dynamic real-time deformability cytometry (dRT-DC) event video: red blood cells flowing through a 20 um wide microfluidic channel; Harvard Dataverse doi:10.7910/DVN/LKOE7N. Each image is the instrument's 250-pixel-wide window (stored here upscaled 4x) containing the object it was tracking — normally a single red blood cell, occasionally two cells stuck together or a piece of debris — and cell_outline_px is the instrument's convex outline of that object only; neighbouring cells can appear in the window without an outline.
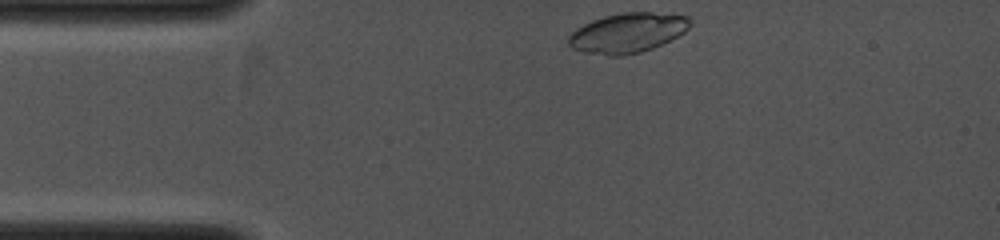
{"species": "common noctule bat (a hibernating species)", "species_latin": "Nyctalus noctula", "temperature_condition": "cold", "stored_images_in_passage": 46, "camera_frame_rate_fps": 4000, "um_per_image_px": 0.085, "animal": {"sex": "female", "body_mass_g": 19.0, "forearm_length_mm": 53.3}, "frame": {"image": 1, "passage_image": 1, "time_ms": 0.0, "image_size_px": [1000, 240], "cell_outline_px": [[692, 24], [684, 32], [652, 48], [640, 52], [624, 56], [608, 56], [584, 52], [572, 48], [568, 44], [568, 36], [576, 28], [592, 20], [604, 16], [624, 12], [652, 12], [688, 16], [692, 20]], "centroid_in_image_um": [53.32, 2.79], "position_along_channel_um": 31.7, "area_um2": 28.15}}
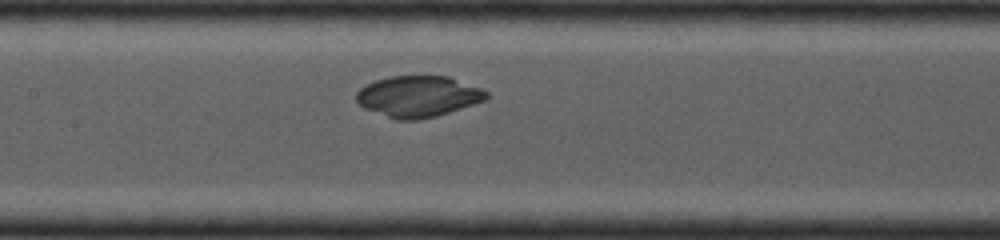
{"frame": {"image": 2, "passage_image": 15, "time_ms": 3.5, "image_size_px": [1000, 240], "cell_outline_px": [[488, 96], [484, 100], [436, 116], [420, 120], [396, 120], [364, 108], [356, 100], [356, 92], [360, 88], [376, 80], [388, 76], [448, 76], [480, 88], [488, 92]], "centroid_in_image_um": [35.51, 8.19], "position_along_channel_um": 171.9, "area_um2": 30.92}}
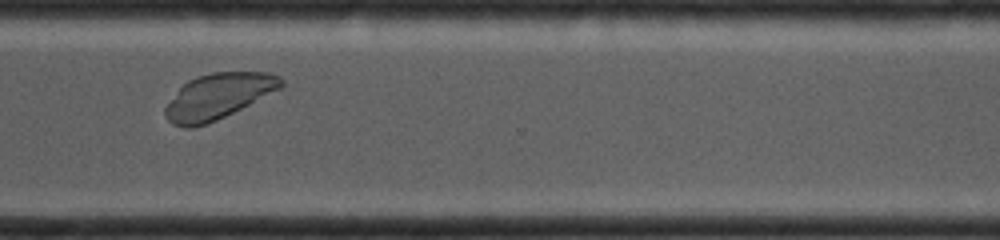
{"frame": {"image": 3, "passage_image": 36, "time_ms": 7.0, "image_size_px": [1000, 240], "cell_outline_px": [[284, 84], [280, 88], [216, 120], [192, 128], [184, 128], [172, 124], [164, 116], [164, 108], [180, 88], [188, 80], [196, 76], [212, 72], [268, 72], [280, 76], [284, 80]], "centroid_in_image_um": [18.52, 8.17], "position_along_channel_um": 352.1, "area_um2": 30.29}}